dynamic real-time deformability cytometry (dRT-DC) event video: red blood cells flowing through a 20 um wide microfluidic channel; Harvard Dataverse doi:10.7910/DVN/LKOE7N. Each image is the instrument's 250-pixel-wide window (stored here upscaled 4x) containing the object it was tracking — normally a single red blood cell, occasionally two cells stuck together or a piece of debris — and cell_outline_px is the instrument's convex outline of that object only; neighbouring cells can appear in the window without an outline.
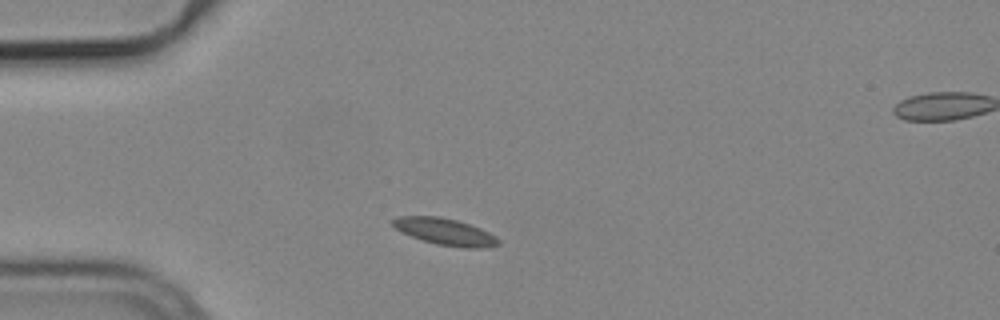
{"species": "common noctule bat (a hibernating species)", "species_latin": "Nyctalus noctula", "temperature_condition": "cold", "stored_images_in_passage": 4, "camera_frame_rate_fps": 3000, "um_per_image_px": 0.085, "animal": {"sex": "male", "body_mass_g": 19.2, "forearm_length_mm": 51.8}, "frame": {"image": 1, "passage_image": 2, "time_ms": 0.333, "image_size_px": [1000, 320], "cell_outline_px": [[500, 244], [484, 248], [464, 248], [436, 244], [412, 236], [396, 228], [392, 224], [392, 220], [400, 216], [440, 216], [456, 220], [480, 228], [496, 236], [500, 240]], "centroid_in_image_um": [37.88, 19.7], "position_along_channel_um": 47.1, "area_um2": 16.24}}
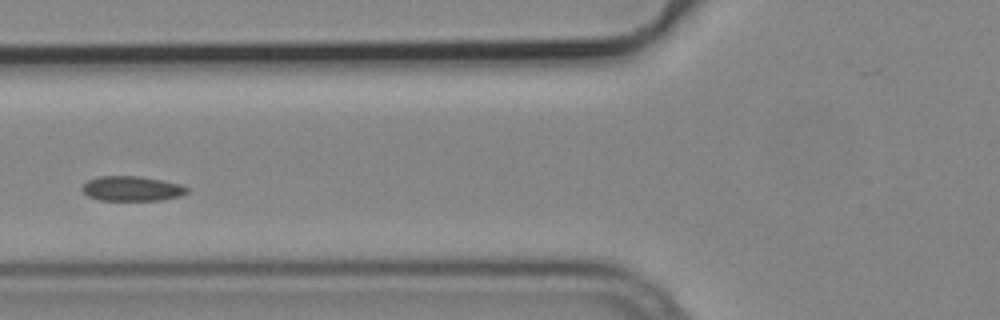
{"frame": {"image": 2, "passage_image": 4, "time_ms": 1.0, "image_size_px": [1000, 320], "cell_outline_px": [[188, 192], [180, 196], [160, 200], [100, 200], [88, 196], [80, 188], [88, 180], [100, 176], [136, 176], [160, 180], [180, 184], [188, 188]], "centroid_in_image_um": [11.19, 16.03], "position_along_channel_um": 114.6, "area_um2": 15.03}}